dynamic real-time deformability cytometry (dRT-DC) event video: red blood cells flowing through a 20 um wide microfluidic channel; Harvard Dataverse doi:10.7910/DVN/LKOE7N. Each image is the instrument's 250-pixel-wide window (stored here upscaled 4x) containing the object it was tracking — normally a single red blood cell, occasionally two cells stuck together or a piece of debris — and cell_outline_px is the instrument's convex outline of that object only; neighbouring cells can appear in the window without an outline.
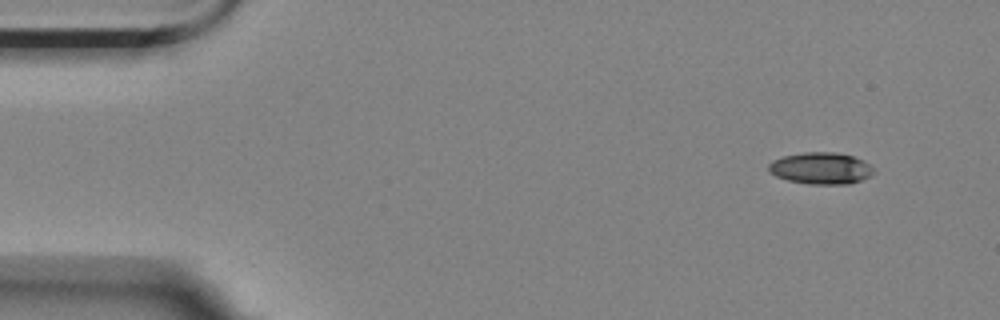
{"species": "Egyptian fruit bat (a non-hibernating species)", "species_latin": "Rousettus aegyptiacus", "temperature_condition": "room temperature", "stored_images_in_passage": 4, "camera_frame_rate_fps": 3000, "um_per_image_px": 0.085, "animal": {"sex": "female"}, "frame": {"image": 1, "passage_image": 1, "time_ms": 0.0, "image_size_px": [1000, 320], "cell_outline_px": [[876, 172], [872, 176], [848, 184], [808, 184], [788, 180], [776, 176], [768, 172], [768, 164], [772, 160], [784, 156], [804, 152], [836, 152], [852, 156], [864, 160]], "centroid_in_image_um": [69.77, 14.3], "position_along_channel_um": 15.2, "area_um2": 19.54}}
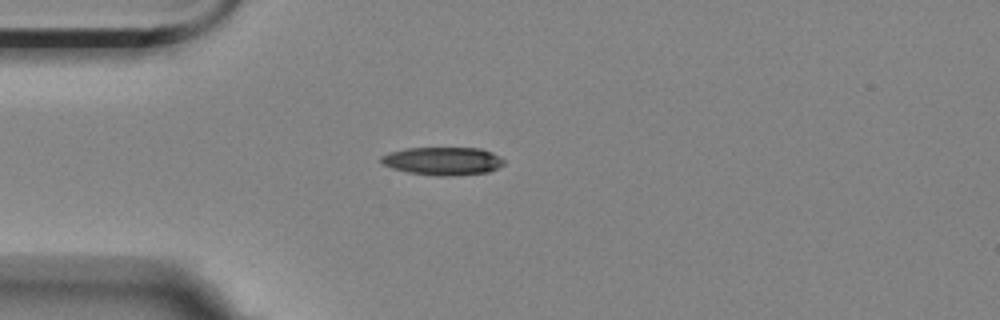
{"frame": {"image": 2, "passage_image": 4, "time_ms": 1.0, "image_size_px": [1000, 320], "cell_outline_px": [[504, 164], [488, 172], [456, 176], [440, 176], [408, 172], [392, 168], [384, 164], [380, 160], [380, 156], [388, 152], [404, 148], [480, 148], [492, 152], [500, 156], [504, 160]], "centroid_in_image_um": [37.64, 13.68], "position_along_channel_um": 47.4, "area_um2": 20.17}}